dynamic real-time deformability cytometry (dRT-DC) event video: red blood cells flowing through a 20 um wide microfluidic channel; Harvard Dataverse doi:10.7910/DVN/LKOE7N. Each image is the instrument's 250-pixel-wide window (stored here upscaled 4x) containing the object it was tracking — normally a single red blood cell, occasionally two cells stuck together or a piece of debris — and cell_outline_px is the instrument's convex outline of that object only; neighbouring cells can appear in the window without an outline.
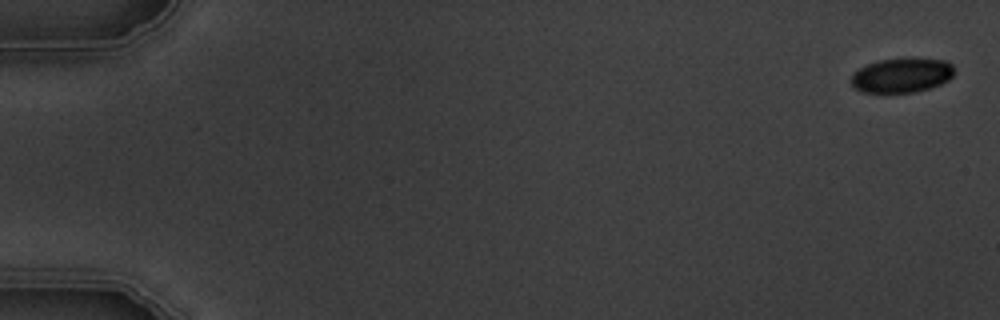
{"species": "common noctule bat (a hibernating species)", "species_latin": "Nyctalus noctula", "temperature_condition": "warm", "stored_images_in_passage": 7, "camera_frame_rate_fps": 3000, "um_per_image_px": 0.085, "animal": {"sex": "male", "body_mass_g": 19.5, "forearm_length_mm": 54.6}, "frame": {"image": 1, "passage_image": 1, "time_ms": 0.0, "image_size_px": [1000, 320], "cell_outline_px": [[952, 76], [948, 80], [940, 84], [928, 88], [912, 92], [864, 92], [856, 88], [852, 84], [852, 76], [860, 68], [876, 60], [944, 60], [952, 64]], "centroid_in_image_um": [76.63, 6.42], "position_along_channel_um": 8.4, "area_um2": 19.83}}
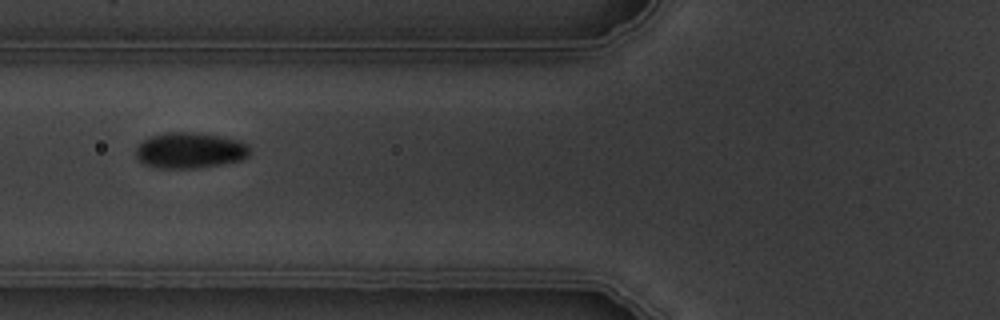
{"frame": {"image": 2, "passage_image": 7, "time_ms": 7.0, "image_size_px": [1000, 320], "cell_outline_px": [[248, 156], [240, 160], [220, 164], [196, 168], [156, 168], [144, 164], [136, 156], [136, 148], [144, 140], [152, 136], [168, 132], [192, 132], [220, 136], [240, 140], [248, 144]], "centroid_in_image_um": [16.14, 12.78], "position_along_channel_um": 109.7, "area_um2": 23.58}}